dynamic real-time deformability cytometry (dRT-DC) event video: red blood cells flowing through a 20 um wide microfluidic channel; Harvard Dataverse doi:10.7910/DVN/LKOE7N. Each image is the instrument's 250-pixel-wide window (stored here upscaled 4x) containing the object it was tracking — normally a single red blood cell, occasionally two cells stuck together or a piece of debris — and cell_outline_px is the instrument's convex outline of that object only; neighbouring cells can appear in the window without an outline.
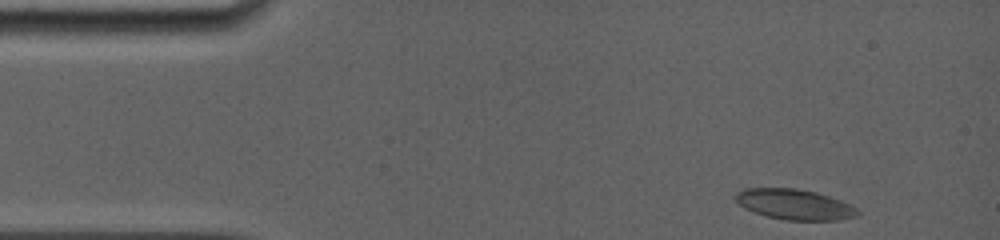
{"species": "common noctule bat (a hibernating species)", "species_latin": "Nyctalus noctula", "temperature_condition": "room temperature", "stored_images_in_passage": 30, "camera_frame_rate_fps": 5000, "um_per_image_px": 0.085, "animal": {"sex": "female", "body_mass_g": 19.0, "forearm_length_mm": 56.7}, "frame": {"image": 1, "passage_image": 1, "time_ms": 0.0, "image_size_px": [1000, 240], "cell_outline_px": [[860, 216], [840, 220], [784, 220], [768, 216], [744, 208], [736, 200], [736, 192], [744, 188], [796, 188], [816, 192], [840, 200], [856, 208], [860, 212]], "centroid_in_image_um": [67.56, 17.37], "position_along_channel_um": 17.4, "area_um2": 21.56}}
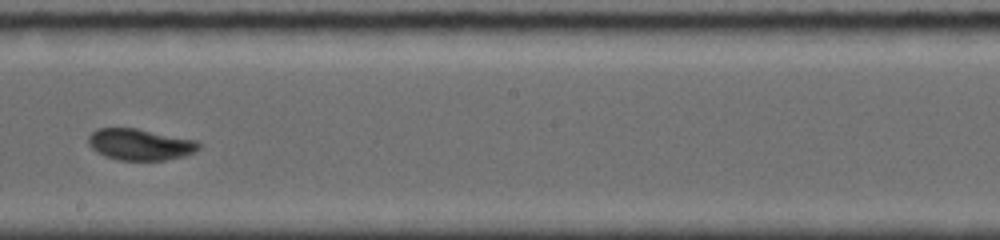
{"frame": {"image": 2, "passage_image": 18, "time_ms": 7.8, "image_size_px": [1000, 240], "cell_outline_px": [[200, 148], [184, 156], [164, 160], [120, 160], [104, 156], [92, 148], [88, 144], [88, 136], [92, 132], [100, 128], [136, 128], [196, 140], [200, 144]], "centroid_in_image_um": [11.89, 12.28], "position_along_channel_um": 236.3, "area_um2": 20.06}}
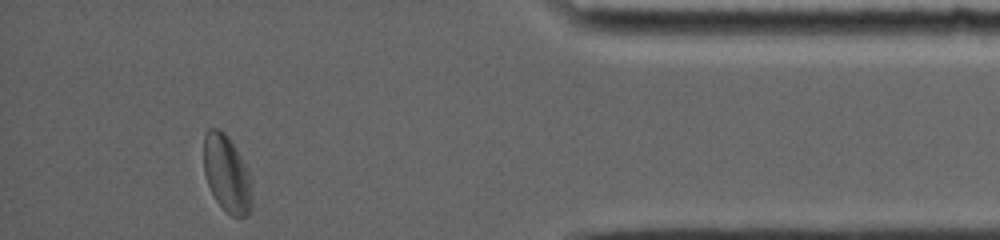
{"frame": {"image": 3, "passage_image": 30, "time_ms": 13.2, "image_size_px": [1000, 240], "cell_outline_px": [[252, 208], [248, 216], [232, 216], [216, 200], [208, 184], [204, 172], [204, 136], [208, 128], [220, 128], [228, 136], [236, 148], [248, 172], [252, 192]], "centroid_in_image_um": [19.28, 14.75], "position_along_channel_um": 415.9, "area_um2": 21.5}, "authors_computed_cell_mechanics": {"area_um2": 20.6346, "velocity_mm_per_s": 3.8537, "shape_relaxation_time_tau1_ms": 3.3658, "shape_relaxation_time_tau2_ms": 5.4835, "deformation_change_tau1": 0.098, "deformation_change_tau2": 0.0804}}